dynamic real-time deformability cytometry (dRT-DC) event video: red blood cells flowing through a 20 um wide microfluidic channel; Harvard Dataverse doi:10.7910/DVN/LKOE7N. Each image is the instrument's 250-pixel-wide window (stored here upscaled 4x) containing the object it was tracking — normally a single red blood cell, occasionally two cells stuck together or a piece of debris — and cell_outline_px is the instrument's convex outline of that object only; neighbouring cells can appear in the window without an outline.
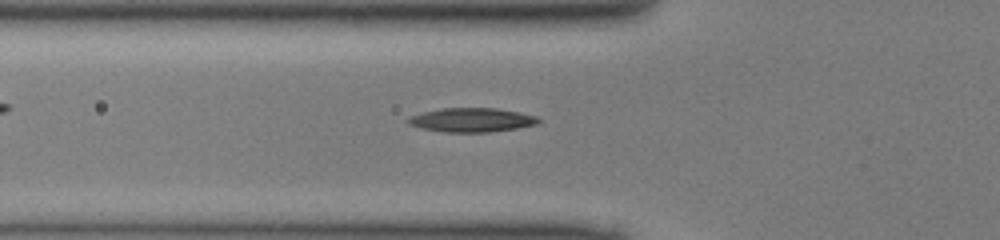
{"species": "common noctule bat (a hibernating species)", "species_latin": "Nyctalus noctula", "temperature_condition": "cold", "stored_images_in_passage": 49, "camera_frame_rate_fps": 3000, "um_per_image_px": 0.085, "animal": {"sex": "male", "body_mass_g": 13.0, "forearm_length_mm": 53.1}, "frame": {"image": 1, "passage_image": 16, "time_ms": 5.0, "image_size_px": [1000, 240], "cell_outline_px": [[540, 120], [536, 124], [516, 128], [488, 132], [444, 132], [420, 128], [408, 124], [404, 120], [412, 116], [424, 112], [444, 108], [496, 108], [520, 112], [536, 116]], "centroid_in_image_um": [40.07, 10.2], "position_along_channel_um": 85.7, "area_um2": 18.15}}
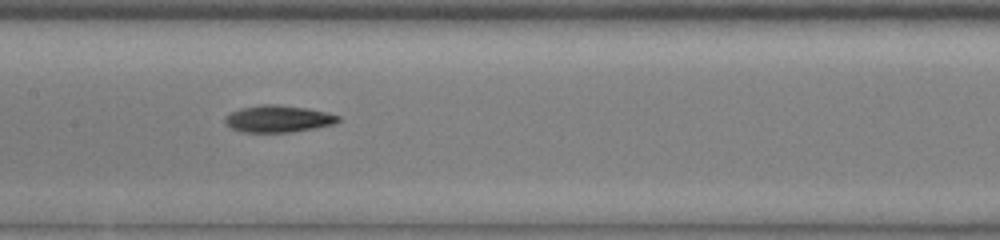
{"frame": {"image": 2, "passage_image": 23, "time_ms": 7.333, "image_size_px": [1000, 240], "cell_outline_px": [[340, 120], [336, 124], [292, 132], [240, 132], [224, 124], [224, 120], [232, 112], [240, 108], [260, 104], [276, 104], [308, 108], [328, 112], [340, 116]], "centroid_in_image_um": [23.67, 10.09], "position_along_channel_um": 183.7, "area_um2": 17.92}}
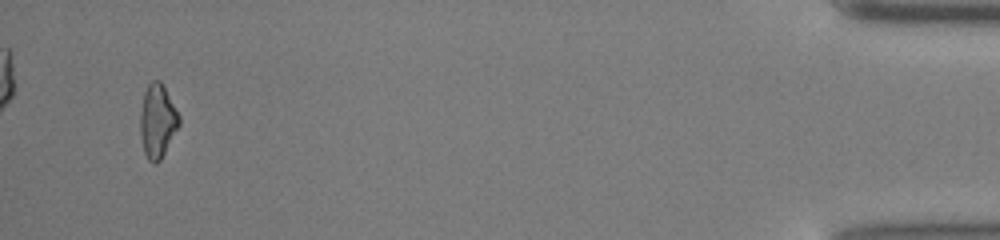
{"frame": {"image": 3, "passage_image": 46, "time_ms": 15.0, "image_size_px": [1000, 240], "cell_outline_px": [[180, 124], [160, 160], [156, 164], [152, 164], [148, 160], [144, 152], [140, 136], [140, 112], [144, 92], [148, 84], [152, 80], [160, 80], [164, 84], [180, 116]], "centroid_in_image_um": [13.38, 10.27], "position_along_channel_um": 421.8, "area_um2": 16.88}}